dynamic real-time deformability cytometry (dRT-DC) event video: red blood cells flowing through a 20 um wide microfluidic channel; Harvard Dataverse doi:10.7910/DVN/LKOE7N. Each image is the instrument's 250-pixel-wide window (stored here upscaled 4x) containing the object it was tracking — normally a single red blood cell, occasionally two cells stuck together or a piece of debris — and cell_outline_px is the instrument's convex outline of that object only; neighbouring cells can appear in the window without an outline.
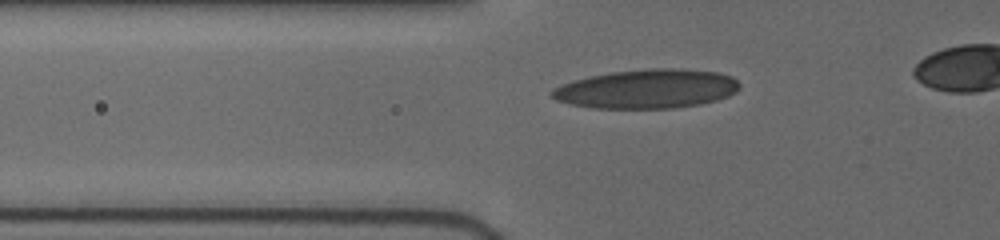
{"species": "human", "species_latin": "Homo sapiens", "temperature_condition": "cold", "stored_images_in_passage": 4, "camera_frame_rate_fps": 3000, "um_per_image_px": 0.085, "donor": {"sex": "female"}, "frame": {"image": 1, "passage_image": 2, "time_ms": 0.667, "image_size_px": [1000, 240], "cell_outline_px": [[740, 88], [736, 92], [728, 96], [716, 100], [700, 104], [676, 108], [592, 108], [568, 104], [556, 100], [548, 92], [552, 88], [588, 76], [612, 72], [648, 68], [680, 68], [720, 72], [732, 76], [740, 84]], "centroid_in_image_um": [55.0, 7.55], "position_along_channel_um": 70.8, "area_um2": 43.06}}